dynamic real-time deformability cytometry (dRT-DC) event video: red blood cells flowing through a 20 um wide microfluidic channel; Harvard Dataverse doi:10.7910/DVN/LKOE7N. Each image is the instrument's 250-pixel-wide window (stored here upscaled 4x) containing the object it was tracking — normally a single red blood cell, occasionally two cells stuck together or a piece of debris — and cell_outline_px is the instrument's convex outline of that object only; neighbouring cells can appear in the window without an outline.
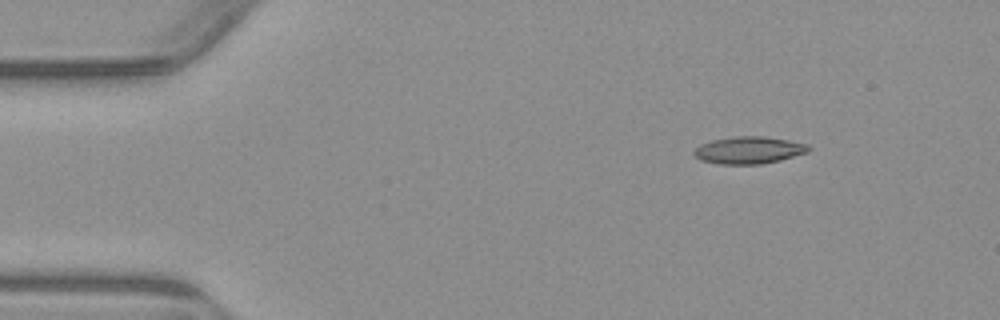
{"species": "common noctule bat (a hibernating species)", "species_latin": "Nyctalus noctula", "temperature_condition": "warm", "stored_images_in_passage": 4, "camera_frame_rate_fps": 3000, "um_per_image_px": 0.085, "animal": {"sex": "male", "body_mass_g": 23.1, "forearm_length_mm": 52.7}, "frame": {"image": 1, "passage_image": 1, "time_ms": 0.0, "image_size_px": [1000, 320], "cell_outline_px": [[812, 148], [808, 152], [780, 160], [760, 164], [720, 164], [700, 160], [692, 152], [700, 144], [712, 140], [732, 136], [764, 136], [788, 140], [808, 144]], "centroid_in_image_um": [63.66, 12.75], "position_along_channel_um": 21.3, "area_um2": 18.21}}
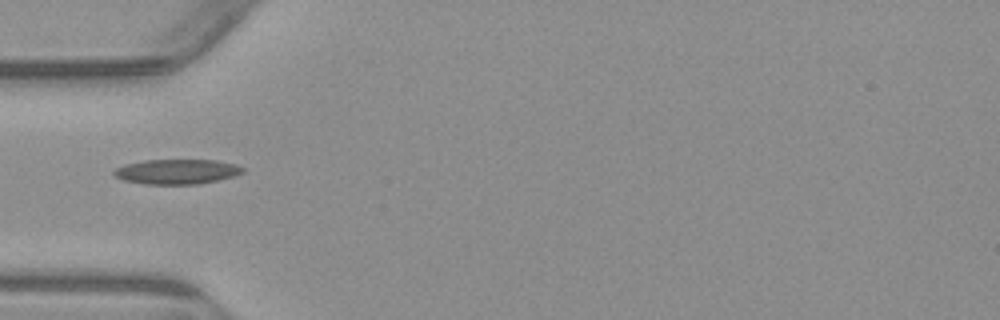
{"frame": {"image": 2, "passage_image": 4, "time_ms": 3.333, "image_size_px": [1000, 320], "cell_outline_px": [[244, 172], [236, 176], [200, 184], [144, 184], [124, 180], [116, 176], [112, 172], [116, 168], [124, 164], [144, 160], [216, 160], [236, 164], [244, 168]], "centroid_in_image_um": [15.06, 14.59], "position_along_channel_um": 69.9, "area_um2": 18.79}}